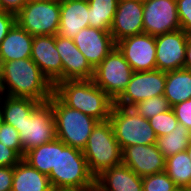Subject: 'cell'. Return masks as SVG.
<instances>
[{
    "mask_svg": "<svg viewBox=\"0 0 191 191\" xmlns=\"http://www.w3.org/2000/svg\"><path fill=\"white\" fill-rule=\"evenodd\" d=\"M4 95L44 103L54 94V85L31 59L3 62L0 77Z\"/></svg>",
    "mask_w": 191,
    "mask_h": 191,
    "instance_id": "6da1fadb",
    "label": "cell"
},
{
    "mask_svg": "<svg viewBox=\"0 0 191 191\" xmlns=\"http://www.w3.org/2000/svg\"><path fill=\"white\" fill-rule=\"evenodd\" d=\"M54 94L68 107L99 122L109 120L114 101L93 81L69 80L54 85Z\"/></svg>",
    "mask_w": 191,
    "mask_h": 191,
    "instance_id": "7a4b0ae2",
    "label": "cell"
},
{
    "mask_svg": "<svg viewBox=\"0 0 191 191\" xmlns=\"http://www.w3.org/2000/svg\"><path fill=\"white\" fill-rule=\"evenodd\" d=\"M54 190L79 189L95 186L83 151L66 145L57 139L55 169L48 175Z\"/></svg>",
    "mask_w": 191,
    "mask_h": 191,
    "instance_id": "3957f363",
    "label": "cell"
},
{
    "mask_svg": "<svg viewBox=\"0 0 191 191\" xmlns=\"http://www.w3.org/2000/svg\"><path fill=\"white\" fill-rule=\"evenodd\" d=\"M48 102L55 118L57 139L70 147L83 150L93 128L99 122L93 117L65 105L55 94Z\"/></svg>",
    "mask_w": 191,
    "mask_h": 191,
    "instance_id": "277c9868",
    "label": "cell"
},
{
    "mask_svg": "<svg viewBox=\"0 0 191 191\" xmlns=\"http://www.w3.org/2000/svg\"><path fill=\"white\" fill-rule=\"evenodd\" d=\"M82 151L90 173L95 178L106 169L122 163V149L109 120L96 124Z\"/></svg>",
    "mask_w": 191,
    "mask_h": 191,
    "instance_id": "5b68a950",
    "label": "cell"
},
{
    "mask_svg": "<svg viewBox=\"0 0 191 191\" xmlns=\"http://www.w3.org/2000/svg\"><path fill=\"white\" fill-rule=\"evenodd\" d=\"M109 121L121 149L156 144L157 135L149 121L131 107L113 105Z\"/></svg>",
    "mask_w": 191,
    "mask_h": 191,
    "instance_id": "8992f818",
    "label": "cell"
},
{
    "mask_svg": "<svg viewBox=\"0 0 191 191\" xmlns=\"http://www.w3.org/2000/svg\"><path fill=\"white\" fill-rule=\"evenodd\" d=\"M133 72V69L125 60L123 54L115 47L94 68L93 81L115 101L126 89Z\"/></svg>",
    "mask_w": 191,
    "mask_h": 191,
    "instance_id": "52a82bcc",
    "label": "cell"
},
{
    "mask_svg": "<svg viewBox=\"0 0 191 191\" xmlns=\"http://www.w3.org/2000/svg\"><path fill=\"white\" fill-rule=\"evenodd\" d=\"M60 18V1L27 3L16 15V23L33 37L56 35Z\"/></svg>",
    "mask_w": 191,
    "mask_h": 191,
    "instance_id": "ba28073f",
    "label": "cell"
},
{
    "mask_svg": "<svg viewBox=\"0 0 191 191\" xmlns=\"http://www.w3.org/2000/svg\"><path fill=\"white\" fill-rule=\"evenodd\" d=\"M24 155L27 151L57 138L51 104L40 103L19 128Z\"/></svg>",
    "mask_w": 191,
    "mask_h": 191,
    "instance_id": "9c48e42d",
    "label": "cell"
},
{
    "mask_svg": "<svg viewBox=\"0 0 191 191\" xmlns=\"http://www.w3.org/2000/svg\"><path fill=\"white\" fill-rule=\"evenodd\" d=\"M166 72L160 70L133 72L130 82L114 104L132 107L136 103L164 94Z\"/></svg>",
    "mask_w": 191,
    "mask_h": 191,
    "instance_id": "30bf717a",
    "label": "cell"
},
{
    "mask_svg": "<svg viewBox=\"0 0 191 191\" xmlns=\"http://www.w3.org/2000/svg\"><path fill=\"white\" fill-rule=\"evenodd\" d=\"M181 29L176 0L143 2V33L152 36Z\"/></svg>",
    "mask_w": 191,
    "mask_h": 191,
    "instance_id": "8fae6325",
    "label": "cell"
},
{
    "mask_svg": "<svg viewBox=\"0 0 191 191\" xmlns=\"http://www.w3.org/2000/svg\"><path fill=\"white\" fill-rule=\"evenodd\" d=\"M134 72L156 70V40L147 33L124 38L116 43Z\"/></svg>",
    "mask_w": 191,
    "mask_h": 191,
    "instance_id": "7c38bea8",
    "label": "cell"
},
{
    "mask_svg": "<svg viewBox=\"0 0 191 191\" xmlns=\"http://www.w3.org/2000/svg\"><path fill=\"white\" fill-rule=\"evenodd\" d=\"M188 34L182 29L155 36L156 70L182 69L185 63Z\"/></svg>",
    "mask_w": 191,
    "mask_h": 191,
    "instance_id": "4fadbf2b",
    "label": "cell"
},
{
    "mask_svg": "<svg viewBox=\"0 0 191 191\" xmlns=\"http://www.w3.org/2000/svg\"><path fill=\"white\" fill-rule=\"evenodd\" d=\"M55 46L62 61V81L93 79L94 68L73 39L55 35Z\"/></svg>",
    "mask_w": 191,
    "mask_h": 191,
    "instance_id": "5bb4252c",
    "label": "cell"
},
{
    "mask_svg": "<svg viewBox=\"0 0 191 191\" xmlns=\"http://www.w3.org/2000/svg\"><path fill=\"white\" fill-rule=\"evenodd\" d=\"M73 41L93 68H96L116 47V43L109 31L91 27L83 28L73 38Z\"/></svg>",
    "mask_w": 191,
    "mask_h": 191,
    "instance_id": "9a60e30c",
    "label": "cell"
},
{
    "mask_svg": "<svg viewBox=\"0 0 191 191\" xmlns=\"http://www.w3.org/2000/svg\"><path fill=\"white\" fill-rule=\"evenodd\" d=\"M166 158L152 145H133L122 150V164L140 177L165 171Z\"/></svg>",
    "mask_w": 191,
    "mask_h": 191,
    "instance_id": "2e32d148",
    "label": "cell"
},
{
    "mask_svg": "<svg viewBox=\"0 0 191 191\" xmlns=\"http://www.w3.org/2000/svg\"><path fill=\"white\" fill-rule=\"evenodd\" d=\"M110 33L118 41L143 33V2L118 0Z\"/></svg>",
    "mask_w": 191,
    "mask_h": 191,
    "instance_id": "e0dca14e",
    "label": "cell"
},
{
    "mask_svg": "<svg viewBox=\"0 0 191 191\" xmlns=\"http://www.w3.org/2000/svg\"><path fill=\"white\" fill-rule=\"evenodd\" d=\"M31 59L53 85L62 81V61L55 46V35L34 36Z\"/></svg>",
    "mask_w": 191,
    "mask_h": 191,
    "instance_id": "ac0fdd59",
    "label": "cell"
},
{
    "mask_svg": "<svg viewBox=\"0 0 191 191\" xmlns=\"http://www.w3.org/2000/svg\"><path fill=\"white\" fill-rule=\"evenodd\" d=\"M60 15L57 36L73 39L83 28L89 27L87 0H60Z\"/></svg>",
    "mask_w": 191,
    "mask_h": 191,
    "instance_id": "d6986e66",
    "label": "cell"
},
{
    "mask_svg": "<svg viewBox=\"0 0 191 191\" xmlns=\"http://www.w3.org/2000/svg\"><path fill=\"white\" fill-rule=\"evenodd\" d=\"M95 185L98 191H143L142 177L122 163L103 171Z\"/></svg>",
    "mask_w": 191,
    "mask_h": 191,
    "instance_id": "ffe728a7",
    "label": "cell"
},
{
    "mask_svg": "<svg viewBox=\"0 0 191 191\" xmlns=\"http://www.w3.org/2000/svg\"><path fill=\"white\" fill-rule=\"evenodd\" d=\"M34 37L17 23L0 44V63L31 58Z\"/></svg>",
    "mask_w": 191,
    "mask_h": 191,
    "instance_id": "44dd1931",
    "label": "cell"
},
{
    "mask_svg": "<svg viewBox=\"0 0 191 191\" xmlns=\"http://www.w3.org/2000/svg\"><path fill=\"white\" fill-rule=\"evenodd\" d=\"M11 191H54L48 175L31 167L23 159L13 167Z\"/></svg>",
    "mask_w": 191,
    "mask_h": 191,
    "instance_id": "7402d4cb",
    "label": "cell"
},
{
    "mask_svg": "<svg viewBox=\"0 0 191 191\" xmlns=\"http://www.w3.org/2000/svg\"><path fill=\"white\" fill-rule=\"evenodd\" d=\"M40 103L29 98L4 95L1 101L2 121L12 125L19 132L22 123Z\"/></svg>",
    "mask_w": 191,
    "mask_h": 191,
    "instance_id": "603a6c76",
    "label": "cell"
},
{
    "mask_svg": "<svg viewBox=\"0 0 191 191\" xmlns=\"http://www.w3.org/2000/svg\"><path fill=\"white\" fill-rule=\"evenodd\" d=\"M170 106L191 98V71L184 68L166 72L164 94Z\"/></svg>",
    "mask_w": 191,
    "mask_h": 191,
    "instance_id": "cb8c5ba5",
    "label": "cell"
},
{
    "mask_svg": "<svg viewBox=\"0 0 191 191\" xmlns=\"http://www.w3.org/2000/svg\"><path fill=\"white\" fill-rule=\"evenodd\" d=\"M57 159V138L27 151L23 157L31 167L49 175L55 169Z\"/></svg>",
    "mask_w": 191,
    "mask_h": 191,
    "instance_id": "d4e9b609",
    "label": "cell"
},
{
    "mask_svg": "<svg viewBox=\"0 0 191 191\" xmlns=\"http://www.w3.org/2000/svg\"><path fill=\"white\" fill-rule=\"evenodd\" d=\"M87 1L89 4V27L110 32L118 0Z\"/></svg>",
    "mask_w": 191,
    "mask_h": 191,
    "instance_id": "484cf974",
    "label": "cell"
},
{
    "mask_svg": "<svg viewBox=\"0 0 191 191\" xmlns=\"http://www.w3.org/2000/svg\"><path fill=\"white\" fill-rule=\"evenodd\" d=\"M190 143L191 131L182 124H177L168 135L157 137L156 141L157 148L165 158L186 151Z\"/></svg>",
    "mask_w": 191,
    "mask_h": 191,
    "instance_id": "4316f807",
    "label": "cell"
},
{
    "mask_svg": "<svg viewBox=\"0 0 191 191\" xmlns=\"http://www.w3.org/2000/svg\"><path fill=\"white\" fill-rule=\"evenodd\" d=\"M165 172L180 189H186L191 180V159L186 151L166 158Z\"/></svg>",
    "mask_w": 191,
    "mask_h": 191,
    "instance_id": "83f0119b",
    "label": "cell"
},
{
    "mask_svg": "<svg viewBox=\"0 0 191 191\" xmlns=\"http://www.w3.org/2000/svg\"><path fill=\"white\" fill-rule=\"evenodd\" d=\"M131 108L148 120L161 112L171 109V106L165 96L160 95L140 101Z\"/></svg>",
    "mask_w": 191,
    "mask_h": 191,
    "instance_id": "f1b7e54d",
    "label": "cell"
},
{
    "mask_svg": "<svg viewBox=\"0 0 191 191\" xmlns=\"http://www.w3.org/2000/svg\"><path fill=\"white\" fill-rule=\"evenodd\" d=\"M143 191H180L165 171L142 177Z\"/></svg>",
    "mask_w": 191,
    "mask_h": 191,
    "instance_id": "f546056e",
    "label": "cell"
},
{
    "mask_svg": "<svg viewBox=\"0 0 191 191\" xmlns=\"http://www.w3.org/2000/svg\"><path fill=\"white\" fill-rule=\"evenodd\" d=\"M148 121L157 137L168 135L179 124L172 108L155 115L148 119Z\"/></svg>",
    "mask_w": 191,
    "mask_h": 191,
    "instance_id": "4dcf8cb0",
    "label": "cell"
},
{
    "mask_svg": "<svg viewBox=\"0 0 191 191\" xmlns=\"http://www.w3.org/2000/svg\"><path fill=\"white\" fill-rule=\"evenodd\" d=\"M0 142L8 148L15 150L22 158L24 157L19 132L12 125L3 121L0 123Z\"/></svg>",
    "mask_w": 191,
    "mask_h": 191,
    "instance_id": "1f68e13d",
    "label": "cell"
},
{
    "mask_svg": "<svg viewBox=\"0 0 191 191\" xmlns=\"http://www.w3.org/2000/svg\"><path fill=\"white\" fill-rule=\"evenodd\" d=\"M181 29L191 35V0H176Z\"/></svg>",
    "mask_w": 191,
    "mask_h": 191,
    "instance_id": "d6a6232c",
    "label": "cell"
},
{
    "mask_svg": "<svg viewBox=\"0 0 191 191\" xmlns=\"http://www.w3.org/2000/svg\"><path fill=\"white\" fill-rule=\"evenodd\" d=\"M179 124L191 131V98L171 107Z\"/></svg>",
    "mask_w": 191,
    "mask_h": 191,
    "instance_id": "836d02e7",
    "label": "cell"
},
{
    "mask_svg": "<svg viewBox=\"0 0 191 191\" xmlns=\"http://www.w3.org/2000/svg\"><path fill=\"white\" fill-rule=\"evenodd\" d=\"M23 158L13 149L0 142V166L14 167Z\"/></svg>",
    "mask_w": 191,
    "mask_h": 191,
    "instance_id": "e575fe53",
    "label": "cell"
},
{
    "mask_svg": "<svg viewBox=\"0 0 191 191\" xmlns=\"http://www.w3.org/2000/svg\"><path fill=\"white\" fill-rule=\"evenodd\" d=\"M15 23V15L5 11L0 12V44L8 34V31L14 26Z\"/></svg>",
    "mask_w": 191,
    "mask_h": 191,
    "instance_id": "d590c367",
    "label": "cell"
},
{
    "mask_svg": "<svg viewBox=\"0 0 191 191\" xmlns=\"http://www.w3.org/2000/svg\"><path fill=\"white\" fill-rule=\"evenodd\" d=\"M13 182V167L0 166V191H11Z\"/></svg>",
    "mask_w": 191,
    "mask_h": 191,
    "instance_id": "8d00e7d4",
    "label": "cell"
},
{
    "mask_svg": "<svg viewBox=\"0 0 191 191\" xmlns=\"http://www.w3.org/2000/svg\"><path fill=\"white\" fill-rule=\"evenodd\" d=\"M26 4V0H0L1 9L15 16Z\"/></svg>",
    "mask_w": 191,
    "mask_h": 191,
    "instance_id": "74e56055",
    "label": "cell"
},
{
    "mask_svg": "<svg viewBox=\"0 0 191 191\" xmlns=\"http://www.w3.org/2000/svg\"><path fill=\"white\" fill-rule=\"evenodd\" d=\"M184 69L191 71V35H188Z\"/></svg>",
    "mask_w": 191,
    "mask_h": 191,
    "instance_id": "f35d334b",
    "label": "cell"
},
{
    "mask_svg": "<svg viewBox=\"0 0 191 191\" xmlns=\"http://www.w3.org/2000/svg\"><path fill=\"white\" fill-rule=\"evenodd\" d=\"M54 191H98L96 185L87 187V188H79V189H60V190H54Z\"/></svg>",
    "mask_w": 191,
    "mask_h": 191,
    "instance_id": "ab89813d",
    "label": "cell"
},
{
    "mask_svg": "<svg viewBox=\"0 0 191 191\" xmlns=\"http://www.w3.org/2000/svg\"><path fill=\"white\" fill-rule=\"evenodd\" d=\"M27 3H38V2H46V1H60V0H26Z\"/></svg>",
    "mask_w": 191,
    "mask_h": 191,
    "instance_id": "60d3db41",
    "label": "cell"
},
{
    "mask_svg": "<svg viewBox=\"0 0 191 191\" xmlns=\"http://www.w3.org/2000/svg\"><path fill=\"white\" fill-rule=\"evenodd\" d=\"M186 152L188 154V157L191 159V143L189 144V146L186 149Z\"/></svg>",
    "mask_w": 191,
    "mask_h": 191,
    "instance_id": "b9f144b4",
    "label": "cell"
},
{
    "mask_svg": "<svg viewBox=\"0 0 191 191\" xmlns=\"http://www.w3.org/2000/svg\"><path fill=\"white\" fill-rule=\"evenodd\" d=\"M3 96H4V93H3L2 85H1V81H0V102L2 101Z\"/></svg>",
    "mask_w": 191,
    "mask_h": 191,
    "instance_id": "7bdbcfd3",
    "label": "cell"
},
{
    "mask_svg": "<svg viewBox=\"0 0 191 191\" xmlns=\"http://www.w3.org/2000/svg\"><path fill=\"white\" fill-rule=\"evenodd\" d=\"M185 190H187V191H191V180H190V182H189V184H188V186L186 187Z\"/></svg>",
    "mask_w": 191,
    "mask_h": 191,
    "instance_id": "ee69618b",
    "label": "cell"
},
{
    "mask_svg": "<svg viewBox=\"0 0 191 191\" xmlns=\"http://www.w3.org/2000/svg\"><path fill=\"white\" fill-rule=\"evenodd\" d=\"M2 122V110H1V102H0V123Z\"/></svg>",
    "mask_w": 191,
    "mask_h": 191,
    "instance_id": "f6af8a7d",
    "label": "cell"
}]
</instances>
